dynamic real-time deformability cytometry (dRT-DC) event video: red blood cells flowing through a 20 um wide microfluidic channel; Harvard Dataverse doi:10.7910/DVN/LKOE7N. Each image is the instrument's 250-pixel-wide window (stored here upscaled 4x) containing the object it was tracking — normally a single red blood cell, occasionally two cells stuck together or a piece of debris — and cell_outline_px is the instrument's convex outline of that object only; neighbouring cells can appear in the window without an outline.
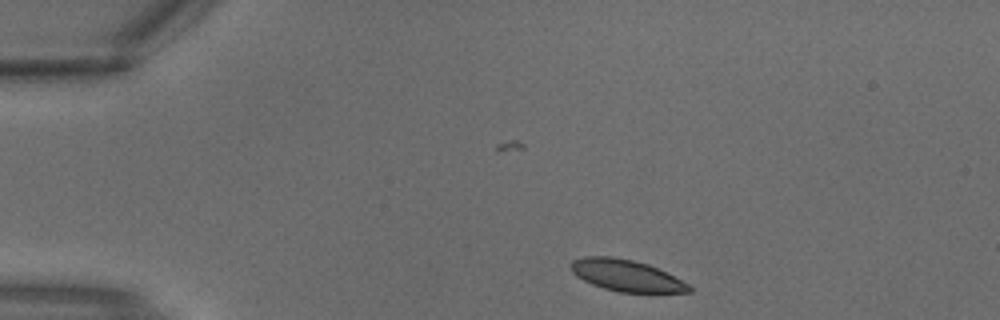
{"species": "common noctule bat (a hibernating species)", "species_latin": "Nyctalus noctula", "temperature_condition": "warm", "stored_images_in_passage": 4, "camera_frame_rate_fps": 3000, "um_per_image_px": 0.085, "animal": {"sex": "male", "body_mass_g": 18.8}, "frame": {"image": 1, "passage_image": 4, "time_ms": 1.0, "image_size_px": [1000, 320], "cell_outline_px": [[692, 292], [648, 296], [620, 292], [604, 288], [592, 284], [576, 276], [572, 272], [568, 264], [572, 260], [584, 256], [612, 256], [632, 260], [648, 264], [668, 272], [688, 284], [692, 288]], "centroid_in_image_um": [53.32, 23.47], "position_along_channel_um": 31.7, "area_um2": 22.83}}